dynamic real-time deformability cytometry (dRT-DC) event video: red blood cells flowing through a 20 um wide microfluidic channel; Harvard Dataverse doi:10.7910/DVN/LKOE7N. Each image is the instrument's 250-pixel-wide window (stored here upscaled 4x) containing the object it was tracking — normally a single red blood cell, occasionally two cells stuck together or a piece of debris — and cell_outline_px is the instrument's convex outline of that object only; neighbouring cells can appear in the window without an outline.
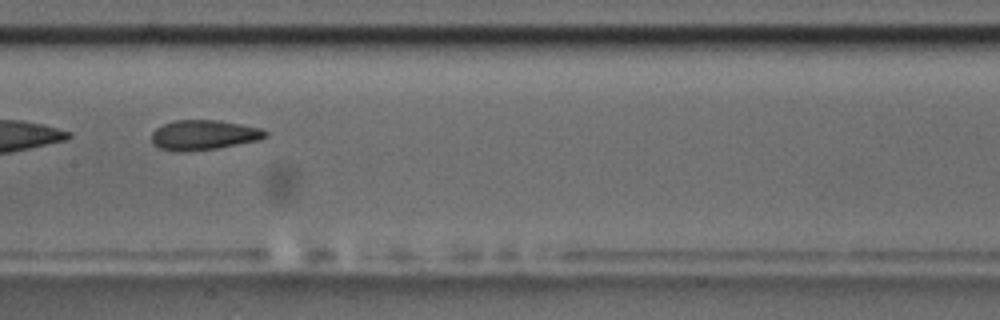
{"species": "common noctule bat (a hibernating species)", "species_latin": "Nyctalus noctula", "temperature_condition": "room temperature", "stored_images_in_passage": 9, "camera_frame_rate_fps": 3000, "um_per_image_px": 0.085, "animal": {"sex": "male", "body_mass_g": 17.5, "forearm_length_mm": 52.3}, "frame": {"image": 1, "passage_image": 8, "time_ms": 8.0, "image_size_px": [1000, 320], "cell_outline_px": [[268, 136], [260, 140], [216, 148], [188, 152], [176, 152], [160, 148], [152, 144], [152, 132], [156, 128], [172, 120], [220, 120], [260, 128], [268, 132]], "centroid_in_image_um": [17.3, 11.48], "position_along_channel_um": 190.1, "area_um2": 20.0}}